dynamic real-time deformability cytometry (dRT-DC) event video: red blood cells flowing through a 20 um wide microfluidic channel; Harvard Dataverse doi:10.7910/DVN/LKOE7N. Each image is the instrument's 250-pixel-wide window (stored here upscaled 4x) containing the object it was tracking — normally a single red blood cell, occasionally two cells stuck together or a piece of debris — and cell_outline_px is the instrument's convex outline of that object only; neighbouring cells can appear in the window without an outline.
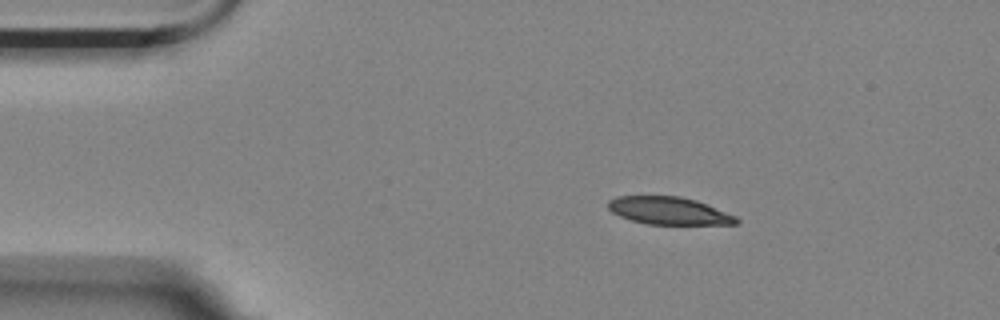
{"species": "Egyptian fruit bat (a non-hibernating species)", "species_latin": "Rousettus aegyptiacus", "temperature_condition": "room temperature", "stored_images_in_passage": 4, "camera_frame_rate_fps": 3000, "um_per_image_px": 0.085, "animal": {"sex": "female"}, "frame": {"image": 1, "passage_image": 1, "time_ms": 0.0, "image_size_px": [1000, 320], "cell_outline_px": [[740, 224], [648, 224], [632, 220], [620, 216], [612, 212], [608, 208], [608, 200], [616, 196], [680, 196], [696, 200], [736, 216], [740, 220]], "centroid_in_image_um": [56.86, 17.91], "position_along_channel_um": 28.1, "area_um2": 20.52}}
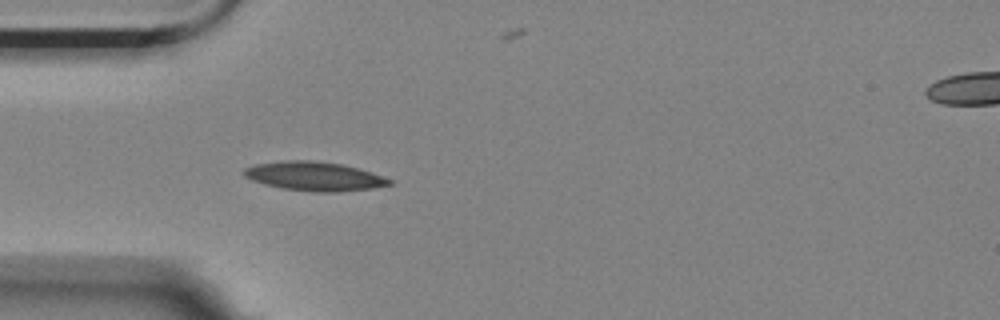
{"frame": {"image": 2, "passage_image": 3, "time_ms": 0.667, "image_size_px": [1000, 320], "cell_outline_px": [[392, 184], [372, 188], [336, 192], [316, 192], [280, 188], [264, 184], [252, 180], [244, 176], [240, 172], [244, 168], [256, 164], [280, 160], [312, 160], [344, 164], [360, 168], [372, 172], [392, 180]], "centroid_in_image_um": [26.69, 14.97], "position_along_channel_um": 58.3, "area_um2": 24.85}}